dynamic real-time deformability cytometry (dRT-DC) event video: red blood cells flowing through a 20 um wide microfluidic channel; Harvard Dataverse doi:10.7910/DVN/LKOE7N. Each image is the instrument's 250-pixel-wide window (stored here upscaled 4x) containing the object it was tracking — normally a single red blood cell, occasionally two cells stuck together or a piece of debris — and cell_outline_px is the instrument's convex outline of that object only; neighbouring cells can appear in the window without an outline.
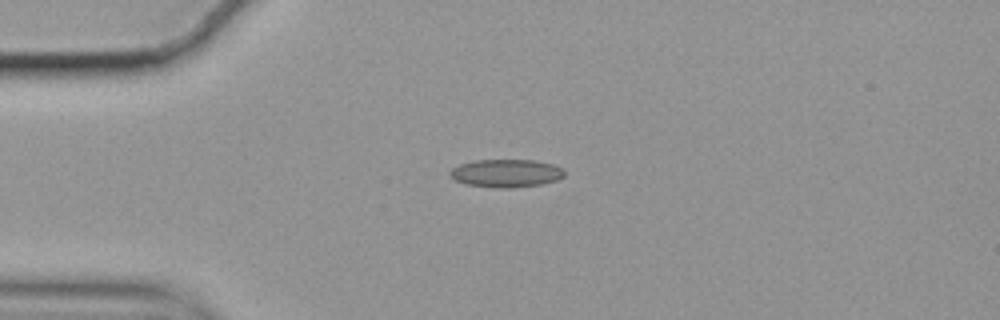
{"species": "common noctule bat (a hibernating species)", "species_latin": "Nyctalus noctula", "temperature_condition": "cold", "stored_images_in_passage": 36, "camera_frame_rate_fps": 3000, "um_per_image_px": 0.085, "animal": {"sex": "female", "body_mass_g": 19.9}, "frame": {"image": 1, "passage_image": 1, "time_ms": 0.0, "image_size_px": [1000, 320], "cell_outline_px": [[564, 176], [556, 180], [544, 184], [512, 188], [496, 188], [464, 184], [448, 176], [448, 172], [452, 168], [460, 164], [476, 160], [532, 160], [552, 164], [564, 168]], "centroid_in_image_um": [43.01, 14.73], "position_along_channel_um": 42.0, "area_um2": 18.84}}
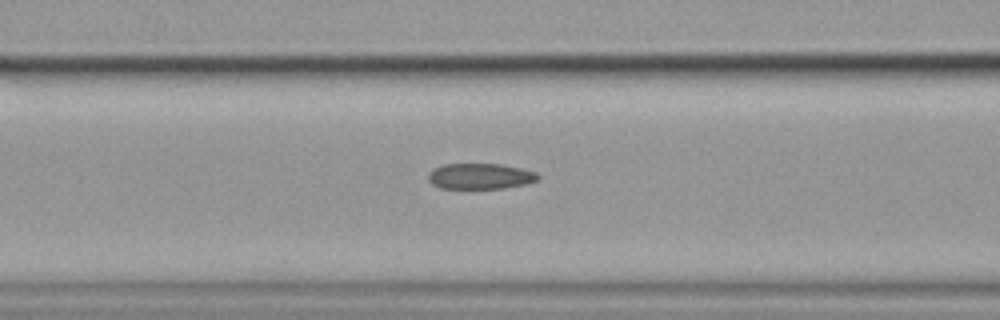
{"frame": {"image": 2, "passage_image": 10, "time_ms": 3.0, "image_size_px": [1000, 320], "cell_outline_px": [[540, 176], [536, 180], [528, 184], [504, 188], [440, 188], [432, 184], [428, 180], [428, 172], [432, 168], [444, 164], [500, 164], [520, 168], [536, 172]], "centroid_in_image_um": [40.79, 14.98], "position_along_channel_um": 125.8, "area_um2": 16.53}}
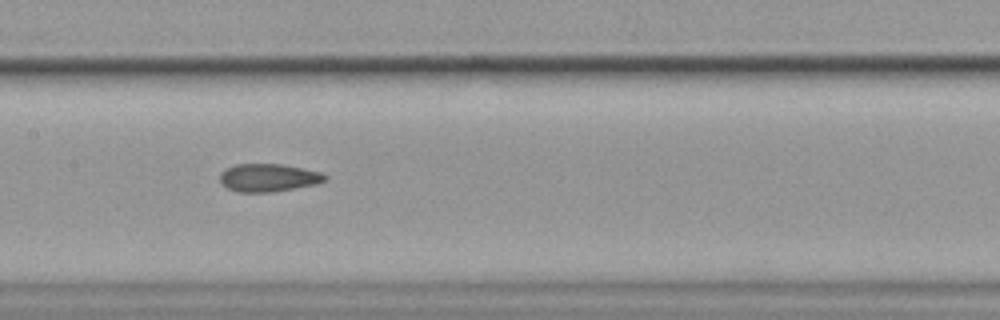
{"frame": {"image": 3, "passage_image": 15, "time_ms": 4.667, "image_size_px": [1000, 320], "cell_outline_px": [[328, 176], [324, 180], [316, 184], [272, 192], [236, 192], [228, 188], [220, 180], [220, 172], [236, 164], [284, 164], [320, 172]], "centroid_in_image_um": [22.81, 15.1], "position_along_channel_um": 184.6, "area_um2": 16.94}, "authors_computed_cell_mechanics": {"area_um2": 17.1377, "velocity_mm_per_s": 3.532, "shape_relaxation_time_tau1_ms": 9.2779, "shape_relaxation_time_tau2_ms": 2.5212, "deformation_change_tau1": 0.1876, "deformation_change_tau2": 0.1018}}